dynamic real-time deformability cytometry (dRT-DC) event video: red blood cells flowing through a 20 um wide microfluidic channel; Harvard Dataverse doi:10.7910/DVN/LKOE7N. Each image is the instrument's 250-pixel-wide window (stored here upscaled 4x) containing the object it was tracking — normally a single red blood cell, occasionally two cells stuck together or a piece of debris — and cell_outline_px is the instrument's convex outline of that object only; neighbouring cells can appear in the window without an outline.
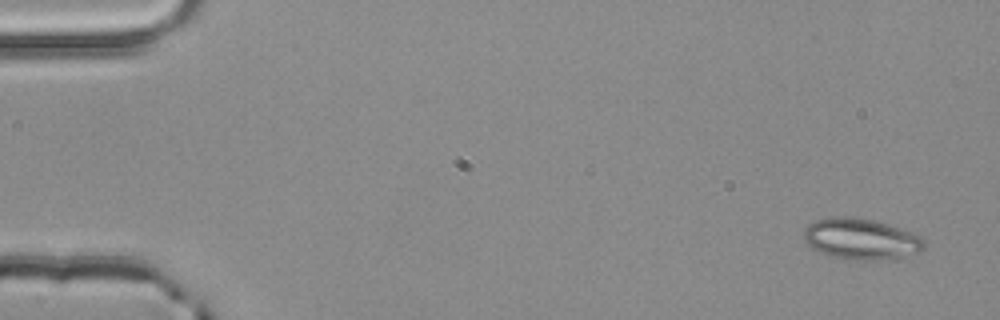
{"species": "common noctule bat (a hibernating species)", "species_latin": "Nyctalus noctula", "temperature_condition": "room temperature", "stored_images_in_passage": 4, "camera_frame_rate_fps": 3000, "um_per_image_px": 0.085, "animal": {"sex": "male", "body_mass_g": 20.4}, "frame": {"image": 1, "passage_image": 1, "time_ms": 0.0, "image_size_px": [1000, 320], "cell_outline_px": [[924, 248], [920, 252], [900, 256], [872, 260], [856, 260], [832, 256], [820, 252], [812, 248], [804, 240], [804, 228], [808, 224], [816, 220], [840, 216], [844, 216], [872, 220], [888, 224], [920, 236], [924, 240]], "centroid_in_image_um": [73.15, 20.31], "position_along_channel_um": 11.8, "area_um2": 28.26}}